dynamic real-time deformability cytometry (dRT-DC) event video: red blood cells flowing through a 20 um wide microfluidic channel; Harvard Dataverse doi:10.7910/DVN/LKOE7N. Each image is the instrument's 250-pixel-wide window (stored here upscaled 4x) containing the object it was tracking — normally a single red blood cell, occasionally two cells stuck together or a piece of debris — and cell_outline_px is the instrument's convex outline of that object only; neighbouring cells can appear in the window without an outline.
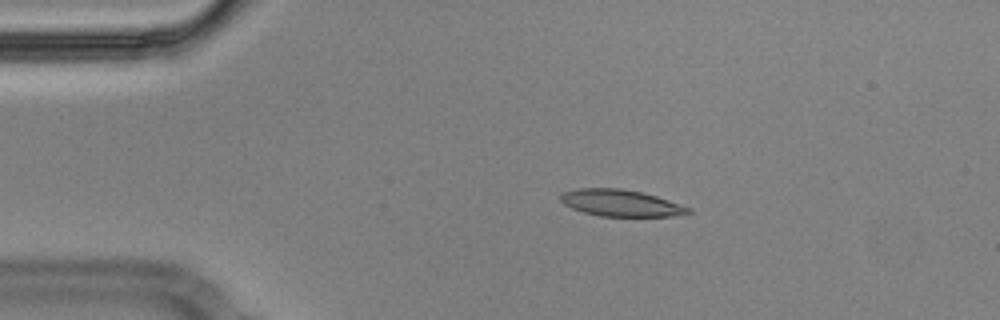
{"species": "Egyptian fruit bat (a non-hibernating species)", "species_latin": "Rousettus aegyptiacus", "temperature_condition": "cold", "stored_images_in_passage": 46, "camera_frame_rate_fps": 3000, "um_per_image_px": 0.085, "animal": {"sex": "male"}, "frame": {"image": 1, "passage_image": 1, "time_ms": 0.0, "image_size_px": [1000, 320], "cell_outline_px": [[692, 212], [672, 216], [600, 216], [584, 212], [572, 208], [564, 204], [560, 200], [560, 196], [564, 192], [580, 188], [620, 188], [640, 192], [656, 196], [692, 208]], "centroid_in_image_um": [52.77, 17.26], "position_along_channel_um": 32.2, "area_um2": 19.65}}
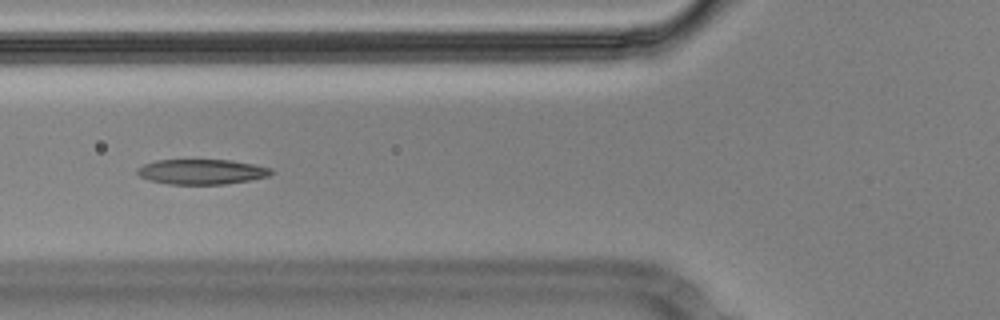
{"frame": {"image": 2, "passage_image": 11, "time_ms": 3.333, "image_size_px": [1000, 320], "cell_outline_px": [[276, 172], [268, 176], [248, 180], [224, 184], [168, 184], [148, 180], [140, 176], [136, 172], [136, 168], [144, 164], [156, 160], [232, 160], [272, 168]], "centroid_in_image_um": [17.13, 14.59], "position_along_channel_um": 108.7, "area_um2": 19.59}}
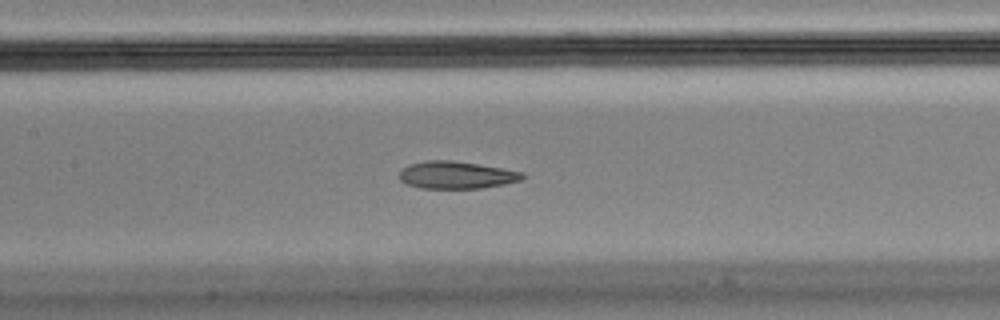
{"frame": {"image": 3, "passage_image": 16, "time_ms": 5.0, "image_size_px": [1000, 320], "cell_outline_px": [[524, 176], [520, 180], [504, 184], [480, 188], [420, 188], [408, 184], [400, 180], [400, 168], [408, 164], [424, 160], [452, 160], [524, 172]], "centroid_in_image_um": [38.74, 14.87], "position_along_channel_um": 168.7, "area_um2": 19.54}, "authors_computed_cell_mechanics": {"area_um2": 21.1548, "velocity_mm_per_s": 3.5754, "shape_relaxation_time_tau1_ms": null, "shape_relaxation_time_tau2_ms": 2.5536, "deformation_change_tau1": null, "deformation_change_tau2": 0.0904}}